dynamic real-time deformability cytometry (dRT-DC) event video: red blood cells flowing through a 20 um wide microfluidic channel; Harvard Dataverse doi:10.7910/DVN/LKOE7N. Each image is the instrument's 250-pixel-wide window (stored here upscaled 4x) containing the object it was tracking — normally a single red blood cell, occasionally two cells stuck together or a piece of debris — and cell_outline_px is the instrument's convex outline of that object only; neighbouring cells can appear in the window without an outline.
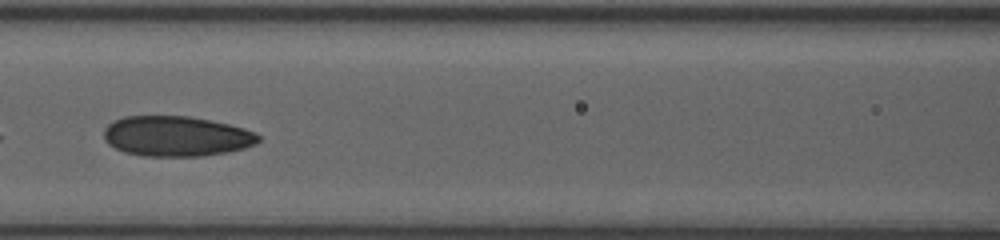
{"species": "human", "species_latin": "Homo sapiens", "temperature_condition": "room temperature", "stored_images_in_passage": 35, "camera_frame_rate_fps": 3000, "um_per_image_px": 0.085, "donor": {"sex": "female"}, "frame": {"image": 1, "passage_image": 8, "time_ms": 2.333, "image_size_px": [1000, 240], "cell_outline_px": [[260, 140], [256, 144], [244, 148], [228, 152], [200, 156], [144, 156], [124, 152], [108, 144], [104, 140], [104, 128], [112, 120], [124, 116], [188, 116], [228, 124], [244, 128], [256, 132], [260, 136]], "centroid_in_image_um": [14.97, 11.58], "position_along_channel_um": 151.6, "area_um2": 36.41}}
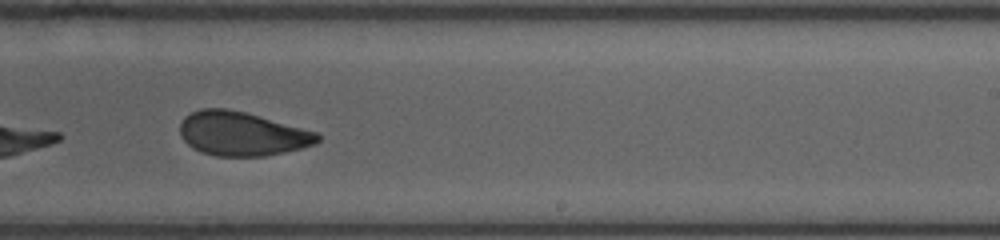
{"frame": {"image": 2, "passage_image": 17, "time_ms": 5.333, "image_size_px": [1000, 240], "cell_outline_px": [[320, 140], [316, 144], [284, 152], [264, 156], [216, 156], [200, 152], [192, 148], [184, 140], [180, 132], [180, 124], [184, 116], [200, 108], [228, 108], [244, 112], [316, 132], [320, 136]], "centroid_in_image_um": [20.53, 11.37], "position_along_channel_um": 268.5, "area_um2": 35.08}}
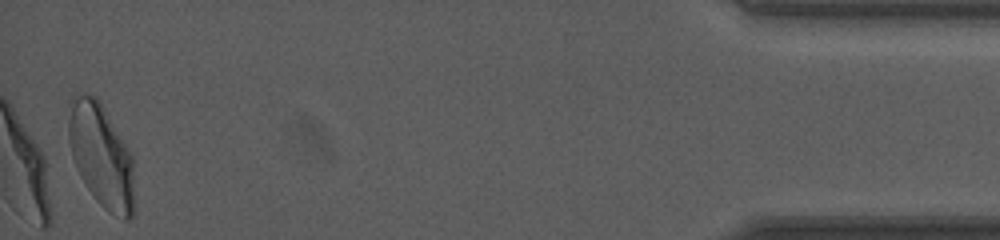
{"frame": {"image": 3, "passage_image": 34, "time_ms": 11.0, "image_size_px": [1000, 240], "cell_outline_px": [[136, 212], [128, 220], [124, 220], [108, 212], [96, 200], [80, 176], [76, 168], [72, 156], [68, 140], [68, 124], [72, 96], [80, 92], [88, 92], [96, 96], [100, 100], [128, 148], [132, 156]], "centroid_in_image_um": [8.62, 13.24], "position_along_channel_um": 426.6, "area_um2": 40.34}, "authors_computed_cell_mechanics": {"area_um2": 37.1654, "velocity_mm_per_s": 3.8992, "shape_relaxation_time_tau1_ms": 3.6707, "shape_relaxation_time_tau2_ms": 1.1371, "deformation_change_tau1": 0.1124, "deformation_change_tau2": 0.0686}}